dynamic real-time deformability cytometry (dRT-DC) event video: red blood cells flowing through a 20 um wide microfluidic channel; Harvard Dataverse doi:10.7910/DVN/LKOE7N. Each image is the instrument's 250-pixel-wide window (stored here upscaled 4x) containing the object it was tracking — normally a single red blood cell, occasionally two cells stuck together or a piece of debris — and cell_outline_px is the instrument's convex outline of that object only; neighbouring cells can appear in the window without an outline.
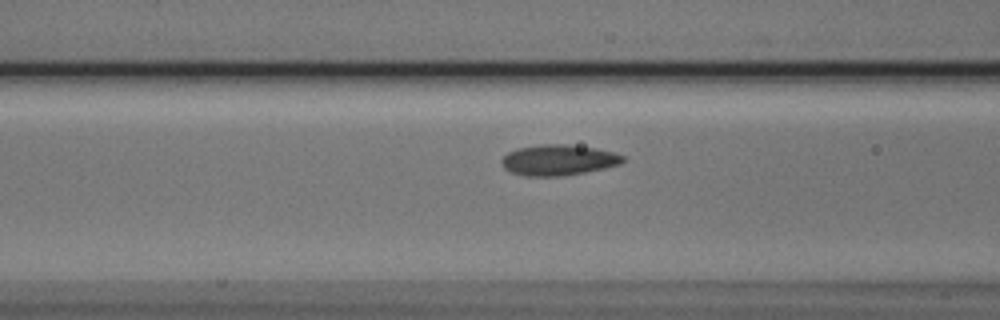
{"species": "Egyptian fruit bat (a non-hibernating species)", "species_latin": "Rousettus aegyptiacus", "temperature_condition": "cold", "stored_images_in_passage": 40, "camera_frame_rate_fps": 3000, "um_per_image_px": 0.085, "animal": {"sex": "male"}, "frame": {"image": 1, "passage_image": 17, "time_ms": 5.333, "image_size_px": [1000, 320], "cell_outline_px": [[624, 160], [620, 164], [604, 168], [584, 172], [560, 176], [524, 176], [512, 172], [504, 168], [500, 160], [508, 152], [516, 148], [544, 144], [568, 144], [596, 148], [612, 152], [624, 156]], "centroid_in_image_um": [47.44, 13.59], "position_along_channel_um": 119.2, "area_um2": 21.62}}
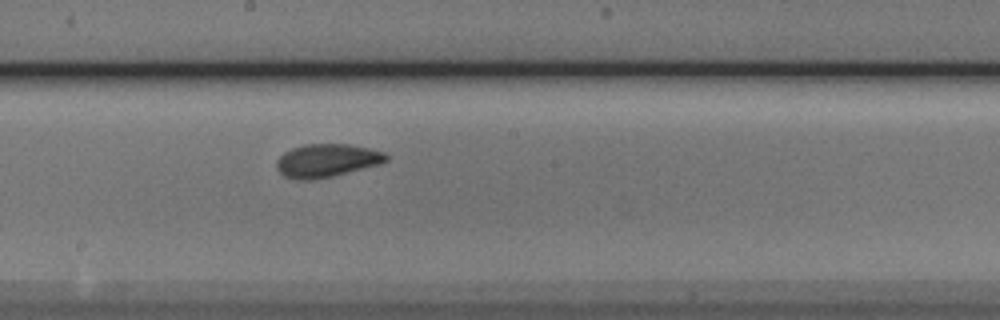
{"frame": {"image": 2, "passage_image": 25, "time_ms": 8.0, "image_size_px": [1000, 320], "cell_outline_px": [[388, 160], [380, 164], [332, 176], [312, 180], [296, 180], [284, 176], [276, 168], [276, 160], [284, 152], [292, 148], [304, 144], [348, 144], [372, 148], [384, 152], [388, 156]], "centroid_in_image_um": [27.77, 13.64], "position_along_channel_um": 220.4, "area_um2": 21.33}}
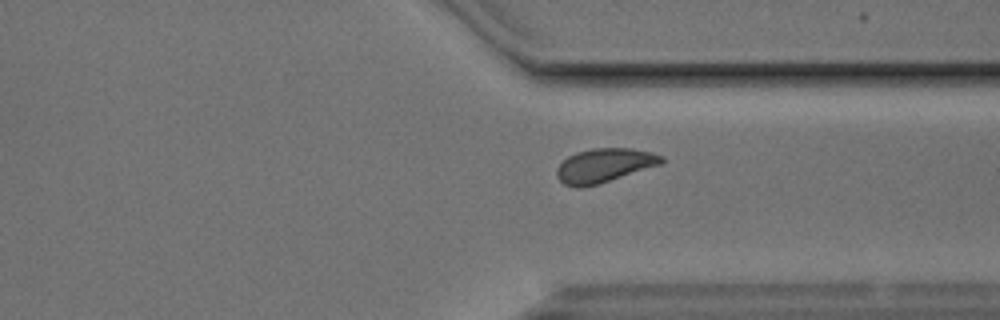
{"frame": {"image": 3, "passage_image": 36, "time_ms": 11.667, "image_size_px": [1000, 320], "cell_outline_px": [[664, 160], [660, 164], [600, 184], [580, 188], [576, 188], [564, 184], [556, 176], [556, 168], [568, 156], [576, 152], [592, 148], [632, 148], [652, 152], [664, 156]], "centroid_in_image_um": [51.34, 14.06], "position_along_channel_um": 360.1, "area_um2": 20.87}}